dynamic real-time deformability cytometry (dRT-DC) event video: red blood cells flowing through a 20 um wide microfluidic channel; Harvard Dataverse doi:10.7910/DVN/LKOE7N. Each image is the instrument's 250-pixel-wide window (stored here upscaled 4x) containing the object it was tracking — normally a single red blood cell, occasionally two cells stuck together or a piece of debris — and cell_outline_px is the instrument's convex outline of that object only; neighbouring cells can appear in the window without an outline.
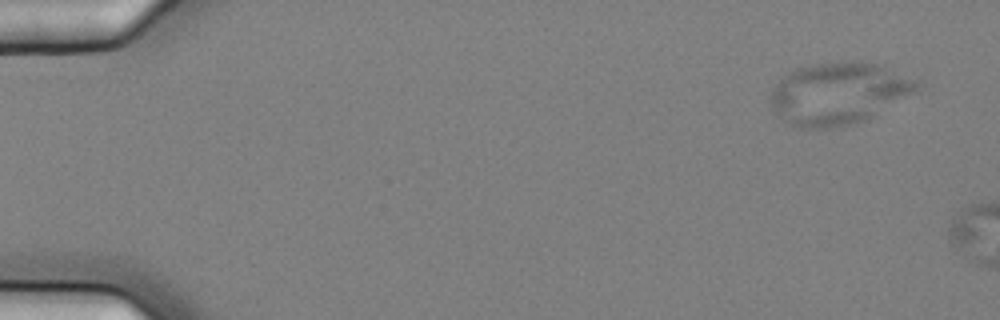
{"species": "common noctule bat (a hibernating species)", "species_latin": "Nyctalus noctula", "temperature_condition": "cold", "stored_images_in_passage": 3, "camera_frame_rate_fps": 3000, "um_per_image_px": 0.085, "animal": {"sex": "female", "body_mass_g": 25.1}, "frame": {"image": 1, "passage_image": 1, "time_ms": 0.0, "image_size_px": [1000, 320], "cell_outline_px": [[920, 84], [912, 92], [868, 120], [856, 124], [828, 128], [800, 128], [792, 124], [780, 116], [772, 104], [768, 96], [776, 84], [788, 72], [796, 68], [812, 64], [852, 60], [884, 64], [920, 80]], "centroid_in_image_um": [71.31, 7.91], "position_along_channel_um": 13.7, "area_um2": 53.06}}